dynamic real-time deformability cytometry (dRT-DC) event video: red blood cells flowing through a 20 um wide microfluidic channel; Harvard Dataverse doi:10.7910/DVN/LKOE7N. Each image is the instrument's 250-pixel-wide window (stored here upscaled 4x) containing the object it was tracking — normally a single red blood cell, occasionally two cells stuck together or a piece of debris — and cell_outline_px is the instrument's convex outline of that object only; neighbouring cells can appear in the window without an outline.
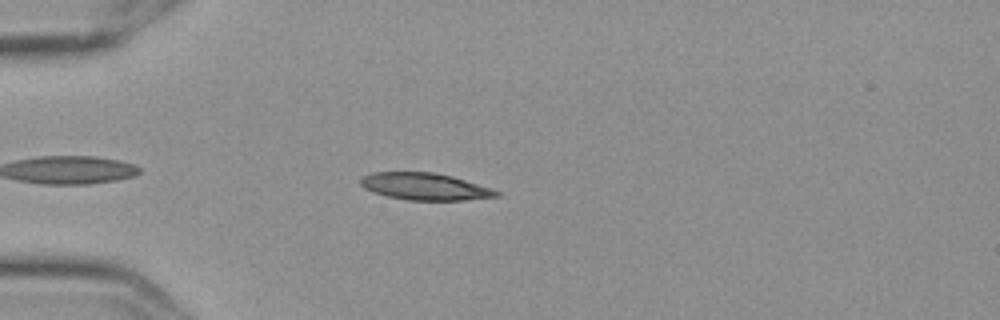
{"species": "Egyptian fruit bat (a non-hibernating species)", "species_latin": "Rousettus aegyptiacus", "temperature_condition": "cold", "stored_images_in_passage": 9, "camera_frame_rate_fps": 3000, "um_per_image_px": 0.085, "frame": {"image": 1, "passage_image": 3, "time_ms": 0.667, "image_size_px": [1000, 320], "cell_outline_px": [[500, 196], [464, 200], [408, 200], [388, 196], [372, 192], [364, 188], [360, 184], [360, 176], [372, 172], [432, 172], [452, 176], [492, 188], [500, 192]], "centroid_in_image_um": [36.09, 15.85], "position_along_channel_um": 48.9, "area_um2": 21.44}}
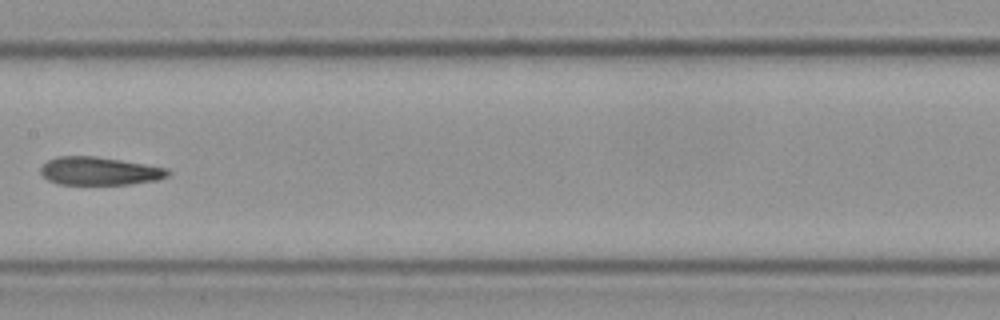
{"frame": {"image": 2, "passage_image": 7, "time_ms": 2.0, "image_size_px": [1000, 320], "cell_outline_px": [[172, 172], [168, 176], [156, 180], [128, 184], [56, 184], [48, 180], [40, 172], [40, 168], [48, 160], [56, 156], [96, 156], [168, 168]], "centroid_in_image_um": [8.45, 14.53], "position_along_channel_um": 199.0, "area_um2": 20.81}}
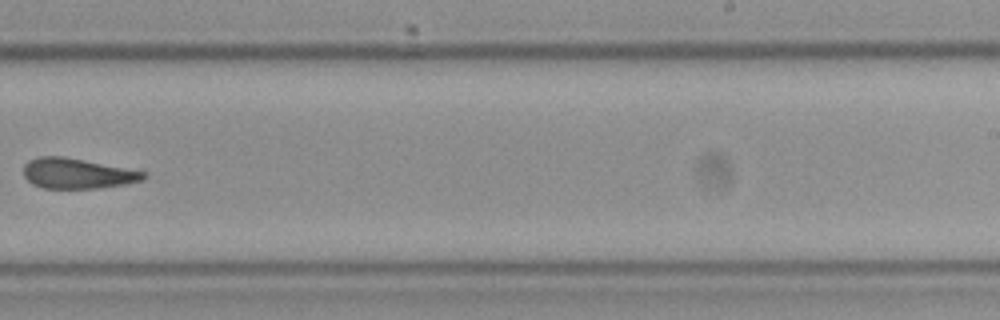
{"frame": {"image": 3, "passage_image": 9, "time_ms": 2.667, "image_size_px": [1000, 320], "cell_outline_px": [[148, 176], [144, 180], [124, 184], [96, 188], [44, 188], [32, 184], [24, 176], [24, 164], [28, 160], [40, 156], [64, 156], [144, 172]], "centroid_in_image_um": [6.53, 14.74], "position_along_channel_um": 282.5, "area_um2": 20.98}}